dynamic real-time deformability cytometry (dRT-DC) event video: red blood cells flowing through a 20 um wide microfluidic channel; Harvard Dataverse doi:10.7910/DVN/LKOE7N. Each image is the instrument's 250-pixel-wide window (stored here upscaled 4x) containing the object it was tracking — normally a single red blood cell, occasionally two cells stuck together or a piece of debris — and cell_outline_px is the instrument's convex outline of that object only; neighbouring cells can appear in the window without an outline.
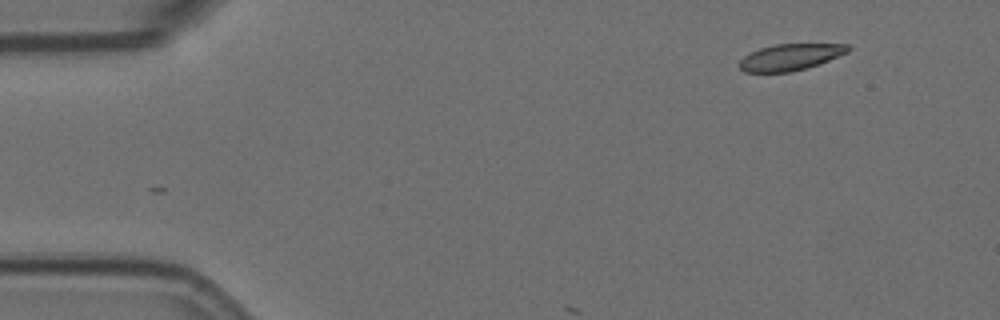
{"species": "Egyptian fruit bat (a non-hibernating species)", "species_latin": "Rousettus aegyptiacus", "temperature_condition": "room temperature", "stored_images_in_passage": 4, "camera_frame_rate_fps": 3000, "um_per_image_px": 0.085, "animal": {"sex": "female"}, "frame": {"image": 1, "passage_image": 1, "time_ms": 0.0, "image_size_px": [1000, 320], "cell_outline_px": [[852, 48], [848, 52], [808, 68], [788, 72], [744, 72], [740, 68], [740, 60], [744, 56], [760, 48], [776, 44], [848, 44]], "centroid_in_image_um": [67.19, 4.85], "position_along_channel_um": 17.8, "area_um2": 16.59}}